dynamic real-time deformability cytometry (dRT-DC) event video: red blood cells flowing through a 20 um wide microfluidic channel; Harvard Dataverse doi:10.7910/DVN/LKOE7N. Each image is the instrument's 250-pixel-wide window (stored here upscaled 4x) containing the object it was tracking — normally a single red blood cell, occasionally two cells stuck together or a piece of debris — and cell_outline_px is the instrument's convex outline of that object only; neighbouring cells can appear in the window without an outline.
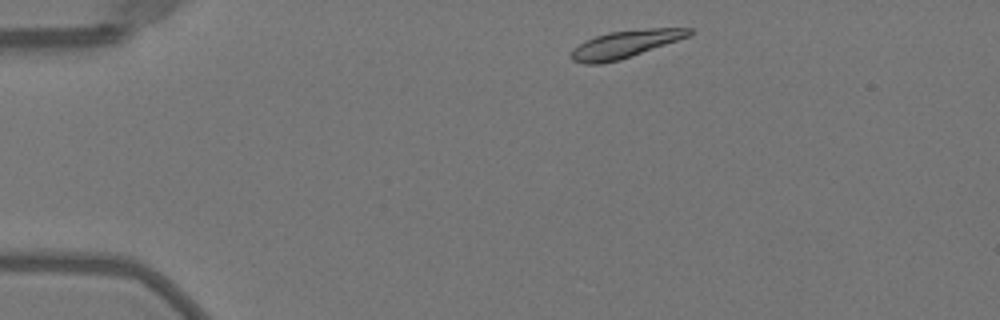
{"species": "Egyptian fruit bat (a non-hibernating species)", "species_latin": "Rousettus aegyptiacus", "temperature_condition": "warm", "stored_images_in_passage": 43, "camera_frame_rate_fps": 3000, "um_per_image_px": 0.085, "animal": {"sex": "female"}, "frame": {"image": 1, "passage_image": 2, "time_ms": 0.333, "image_size_px": [1000, 320], "cell_outline_px": [[692, 32], [688, 36], [632, 56], [620, 60], [600, 64], [584, 64], [572, 60], [572, 52], [584, 40], [608, 32], [644, 28], [692, 28]], "centroid_in_image_um": [53.13, 3.75], "position_along_channel_um": 31.9, "area_um2": 18.61}}
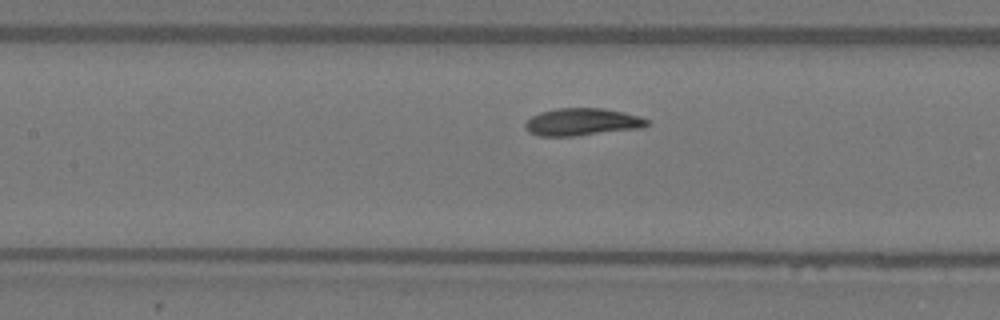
{"frame": {"image": 2, "passage_image": 16, "time_ms": 5.0, "image_size_px": [1000, 320], "cell_outline_px": [[652, 124], [640, 128], [572, 136], [540, 136], [528, 132], [524, 128], [524, 124], [532, 116], [540, 112], [556, 108], [604, 108], [624, 112], [640, 116], [648, 120]], "centroid_in_image_um": [49.48, 10.36], "position_along_channel_um": 157.9, "area_um2": 19.48}}
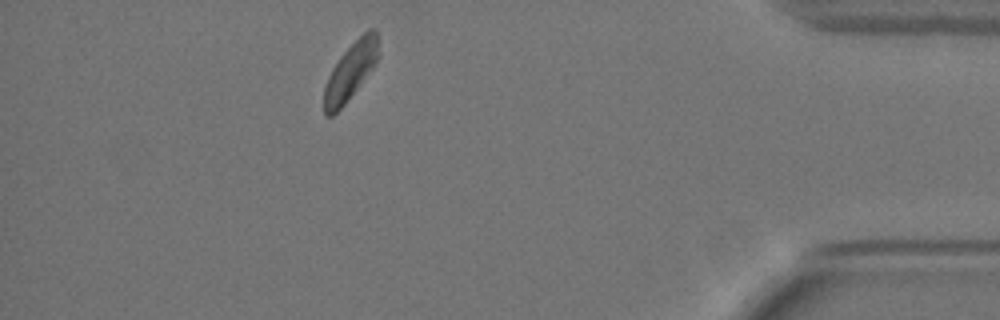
{"frame": {"image": 3, "passage_image": 38, "time_ms": 12.333, "image_size_px": [1000, 320], "cell_outline_px": [[380, 56], [376, 64], [344, 104], [332, 116], [324, 116], [324, 88], [328, 76], [332, 68], [340, 56], [368, 28], [372, 28], [376, 32]], "centroid_in_image_um": [29.8, 6.05], "position_along_channel_um": 405.4, "area_um2": 17.92}, "authors_computed_cell_mechanics": {"area_um2": 18.9006, "velocity_mm_per_s": 3.9752, "shape_relaxation_time_tau1_ms": 2.1034, "shape_relaxation_time_tau2_ms": null, "deformation_change_tau1": 0.1131, "deformation_change_tau2": null}}